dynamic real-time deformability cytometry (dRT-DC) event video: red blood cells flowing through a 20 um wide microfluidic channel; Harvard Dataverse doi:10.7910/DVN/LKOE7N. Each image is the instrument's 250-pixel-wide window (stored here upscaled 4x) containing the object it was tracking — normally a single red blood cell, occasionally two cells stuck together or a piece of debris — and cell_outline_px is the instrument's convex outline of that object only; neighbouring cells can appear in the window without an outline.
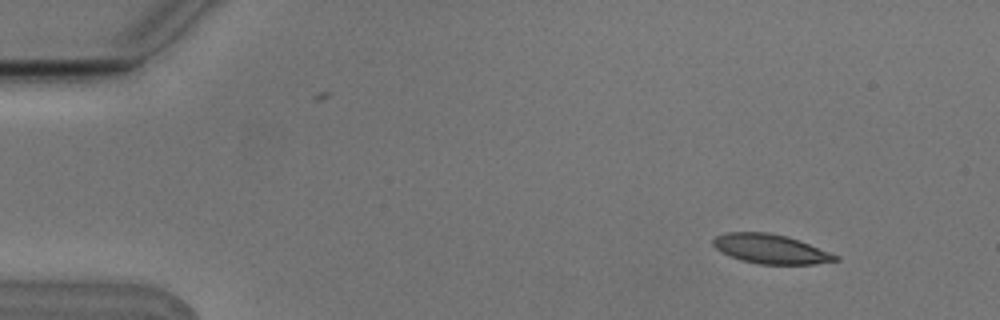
{"species": "Egyptian fruit bat (a non-hibernating species)", "species_latin": "Rousettus aegyptiacus", "temperature_condition": "cold", "stored_images_in_passage": 3, "camera_frame_rate_fps": 3000, "um_per_image_px": 0.085, "animal": {"sex": "male"}, "frame": {"image": 1, "passage_image": 1, "time_ms": 0.0, "image_size_px": [1000, 320], "cell_outline_px": [[840, 260], [812, 264], [760, 264], [740, 260], [728, 256], [720, 252], [712, 244], [712, 240], [716, 236], [728, 232], [768, 232], [788, 236], [800, 240], [840, 256]], "centroid_in_image_um": [65.5, 21.16], "position_along_channel_um": 19.5, "area_um2": 21.1}}